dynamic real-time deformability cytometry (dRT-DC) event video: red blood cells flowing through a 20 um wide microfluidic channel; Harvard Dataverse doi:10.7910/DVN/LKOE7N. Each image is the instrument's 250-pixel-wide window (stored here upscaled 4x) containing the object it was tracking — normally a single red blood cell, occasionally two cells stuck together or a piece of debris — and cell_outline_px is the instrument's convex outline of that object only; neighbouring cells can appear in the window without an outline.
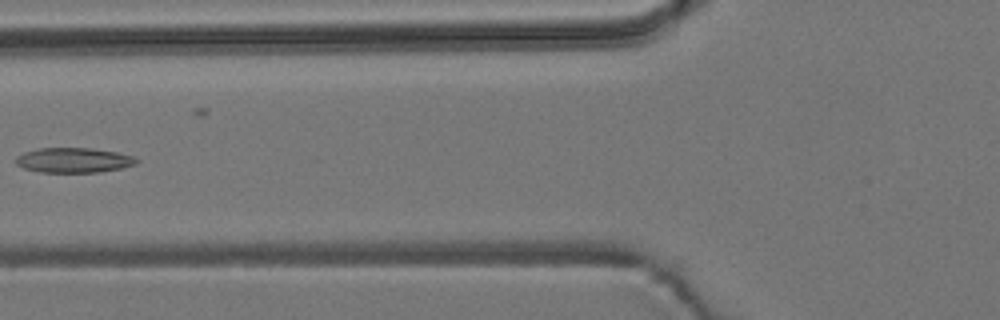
{"species": "common noctule bat (a hibernating species)", "species_latin": "Nyctalus noctula", "temperature_condition": "room temperature", "stored_images_in_passage": 6, "camera_frame_rate_fps": 3000, "um_per_image_px": 0.085, "animal": {"sex": "male", "body_mass_g": 19.2, "forearm_length_mm": 51.8}, "frame": {"image": 1, "passage_image": 6, "time_ms": 6.0, "image_size_px": [1000, 320], "cell_outline_px": [[140, 160], [136, 164], [120, 168], [100, 172], [40, 172], [24, 168], [16, 164], [16, 156], [24, 152], [40, 148], [92, 148], [116, 152], [132, 156]], "centroid_in_image_um": [6.26, 13.61], "position_along_channel_um": 119.5, "area_um2": 17.46}}